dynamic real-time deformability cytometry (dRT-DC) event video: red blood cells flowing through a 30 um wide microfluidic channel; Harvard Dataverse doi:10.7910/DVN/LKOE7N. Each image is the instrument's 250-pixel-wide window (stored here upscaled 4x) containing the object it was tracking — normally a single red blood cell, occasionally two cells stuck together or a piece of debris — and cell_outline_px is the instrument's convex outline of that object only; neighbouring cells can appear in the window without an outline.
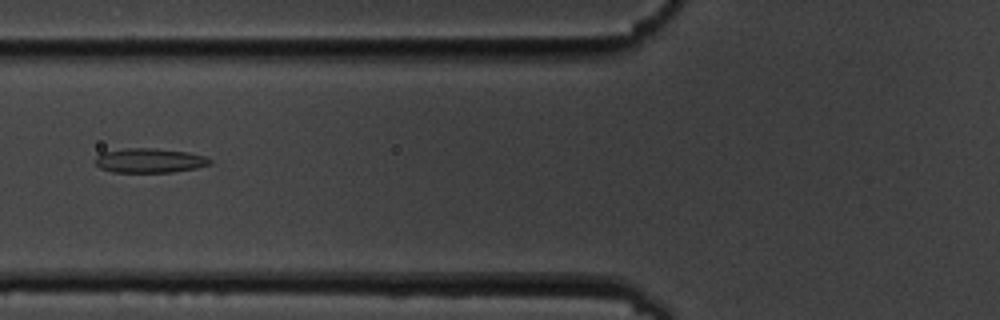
{"species": "common noctule bat (a hibernating species)", "species_latin": "Nyctalus noctula", "temperature_condition": "cold", "stored_images_in_passage": 15, "camera_frame_rate_fps": 3000, "um_per_image_px": 0.085, "animal": {"sex": "male", "body_mass_g": 19.5, "forearm_length_mm": 54.6}, "frame": {"image": 1, "passage_image": 6, "time_ms": 6.667, "image_size_px": [1000, 320], "cell_outline_px": [[212, 164], [196, 168], [172, 172], [112, 172], [100, 168], [92, 160], [100, 152], [124, 148], [156, 148], [188, 152], [208, 156], [212, 160]], "centroid_in_image_um": [12.7, 13.63], "position_along_channel_um": 113.1, "area_um2": 16.7}}
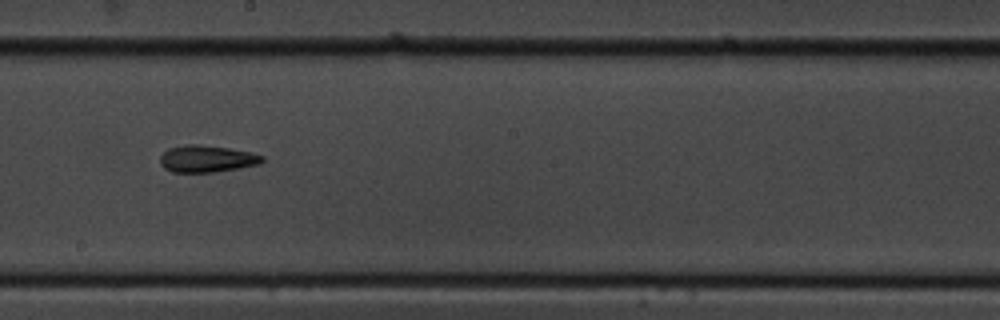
{"frame": {"image": 2, "passage_image": 9, "time_ms": 10.0, "image_size_px": [1000, 320], "cell_outline_px": [[264, 160], [260, 164], [240, 168], [212, 172], [172, 172], [164, 168], [160, 164], [160, 156], [168, 148], [184, 144], [196, 144], [228, 148], [252, 152], [264, 156]], "centroid_in_image_um": [17.58, 13.49], "position_along_channel_um": 230.6, "area_um2": 16.13}}
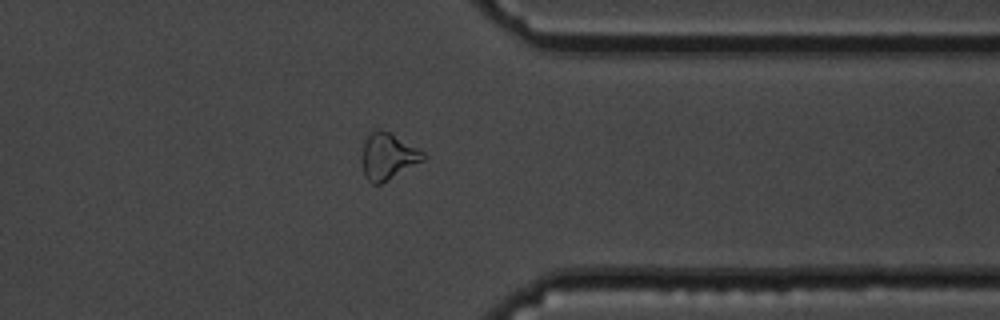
{"frame": {"image": 3, "passage_image": 13, "time_ms": 14.333, "image_size_px": [1000, 320], "cell_outline_px": [[428, 156], [424, 160], [388, 180], [380, 184], [372, 184], [364, 176], [360, 160], [360, 156], [364, 144], [368, 136], [376, 128], [380, 128], [388, 132], [424, 152]], "centroid_in_image_um": [32.94, 13.31], "position_along_channel_um": 378.5, "area_um2": 16.59}, "authors_computed_cell_mechanics": {"area_um2": 16.7042, "velocity_mm_per_s": 3.5217, "shape_relaxation_time_tau1_ms": 7.6545, "shape_relaxation_time_tau2_ms": 5.3279, "deformation_change_tau1": 0.1523, "deformation_change_tau2": 0.126}}